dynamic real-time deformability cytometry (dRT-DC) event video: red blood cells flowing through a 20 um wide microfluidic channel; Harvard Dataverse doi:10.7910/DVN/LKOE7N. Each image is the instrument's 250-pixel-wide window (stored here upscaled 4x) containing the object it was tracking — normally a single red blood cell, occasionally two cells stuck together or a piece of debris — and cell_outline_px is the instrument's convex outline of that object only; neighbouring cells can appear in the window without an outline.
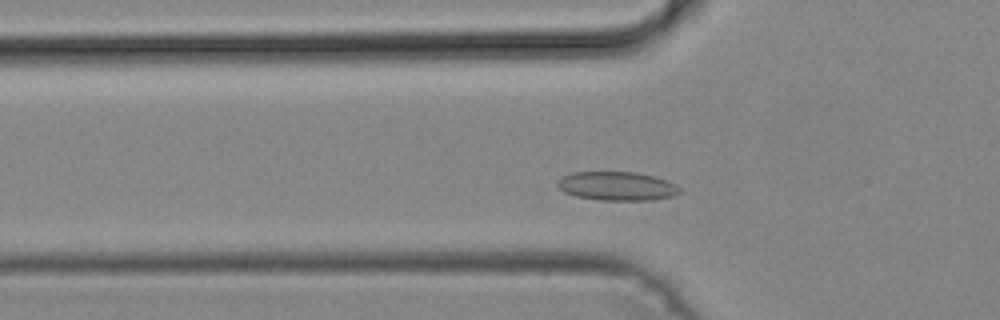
{"species": "common noctule bat (a hibernating species)", "species_latin": "Nyctalus noctula", "temperature_condition": "cold", "stored_images_in_passage": 42, "camera_frame_rate_fps": 3000, "um_per_image_px": 0.085, "animal": {"sex": "male", "body_mass_g": 19.2, "forearm_length_mm": 51.8}, "frame": {"image": 1, "passage_image": 9, "time_ms": 2.667, "image_size_px": [1000, 320], "cell_outline_px": [[684, 192], [676, 196], [652, 200], [600, 200], [576, 196], [564, 192], [556, 184], [556, 180], [572, 172], [636, 172], [656, 176], [668, 180], [676, 184]], "centroid_in_image_um": [52.51, 15.82], "position_along_channel_um": 73.3, "area_um2": 20.87}}
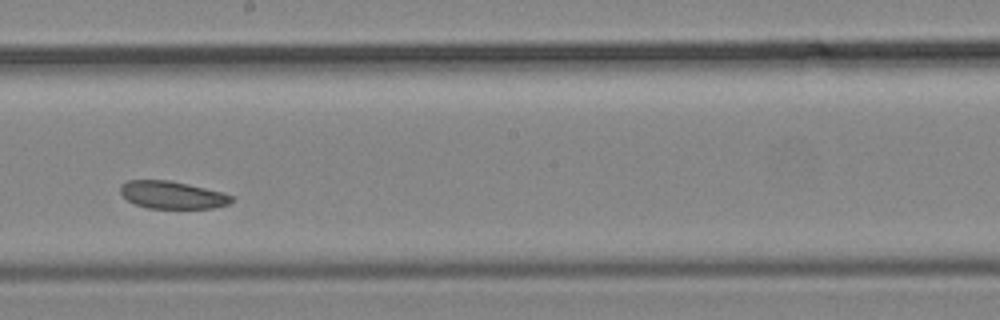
{"frame": {"image": 2, "passage_image": 21, "time_ms": 6.667, "image_size_px": [1000, 320], "cell_outline_px": [[232, 200], [228, 204], [212, 208], [148, 208], [136, 204], [128, 200], [120, 192], [120, 184], [128, 180], [168, 180], [188, 184], [220, 192], [232, 196]], "centroid_in_image_um": [14.6, 16.56], "position_along_channel_um": 233.6, "area_um2": 17.57}}
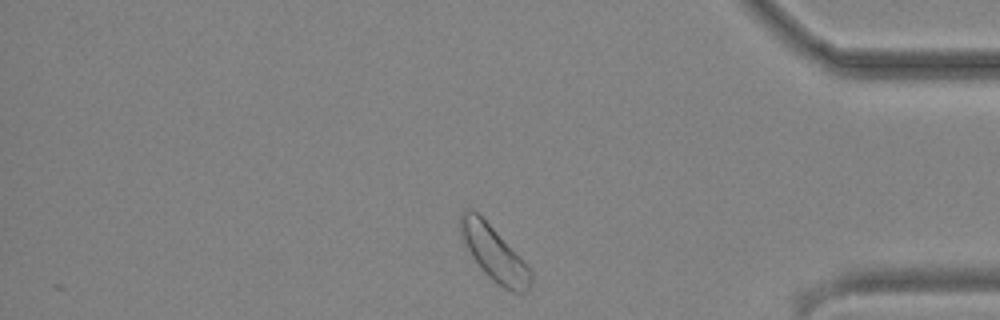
{"frame": {"image": 3, "passage_image": 35, "time_ms": 11.333, "image_size_px": [1000, 320], "cell_outline_px": [[532, 276], [528, 288], [524, 292], [512, 292], [504, 288], [492, 280], [480, 268], [472, 256], [460, 236], [460, 216], [464, 208], [468, 208], [476, 212], [528, 264], [532, 272]], "centroid_in_image_um": [41.99, 21.55], "position_along_channel_um": 393.2, "area_um2": 22.02}}